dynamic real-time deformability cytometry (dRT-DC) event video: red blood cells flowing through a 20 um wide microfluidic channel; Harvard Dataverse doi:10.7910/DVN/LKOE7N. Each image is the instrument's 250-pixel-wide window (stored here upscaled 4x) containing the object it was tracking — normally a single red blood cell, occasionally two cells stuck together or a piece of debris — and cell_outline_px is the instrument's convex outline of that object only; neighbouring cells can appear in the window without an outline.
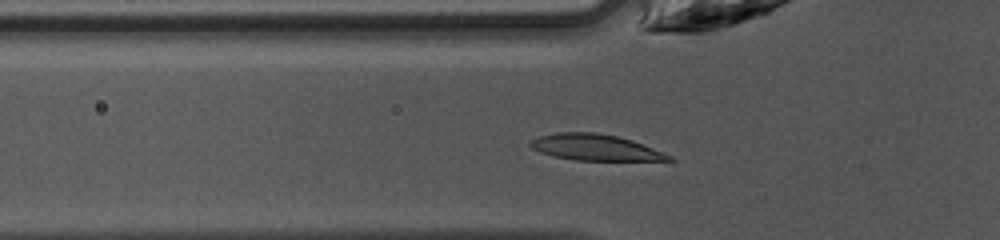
{"species": "common noctule bat (a hibernating species)", "species_latin": "Nyctalus noctula", "temperature_condition": "warm", "stored_images_in_passage": 34, "camera_frame_rate_fps": 3000, "um_per_image_px": 0.085, "animal": {"sex": "female", "body_mass_g": 10.0, "forearm_length_mm": 53.1}, "frame": {"image": 1, "passage_image": 3, "time_ms": 0.667, "image_size_px": [1000, 240], "cell_outline_px": [[676, 160], [576, 160], [556, 156], [540, 152], [532, 148], [528, 144], [532, 140], [540, 136], [560, 132], [596, 132], [616, 136], [632, 140], [672, 156]], "centroid_in_image_um": [50.59, 12.52], "position_along_channel_um": 75.2, "area_um2": 20.69}}
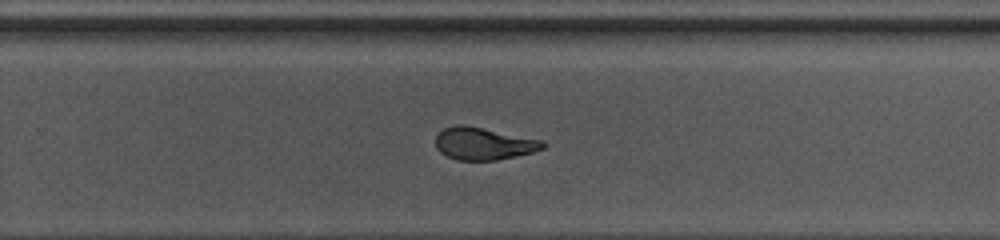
{"frame": {"image": 2, "passage_image": 18, "time_ms": 5.667, "image_size_px": [1000, 240], "cell_outline_px": [[544, 148], [532, 152], [516, 156], [496, 160], [456, 160], [440, 152], [436, 148], [436, 136], [444, 128], [456, 124], [460, 124], [544, 140]], "centroid_in_image_um": [41.09, 12.21], "position_along_channel_um": 288.7, "area_um2": 20.0}}
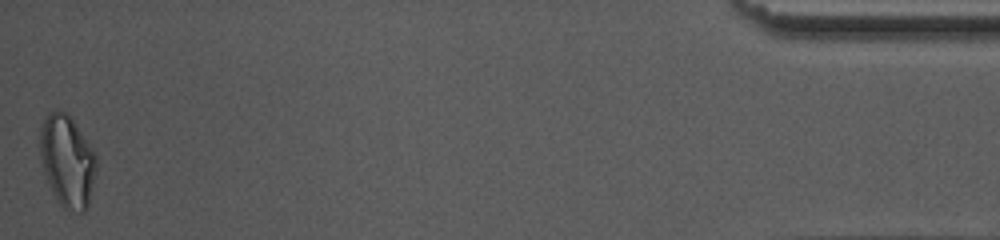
{"frame": {"image": 3, "passage_image": 34, "time_ms": 11.0, "image_size_px": [1000, 240], "cell_outline_px": [[96, 172], [88, 208], [84, 212], [80, 212], [64, 208], [60, 204], [48, 184], [40, 164], [40, 128], [48, 112], [56, 108], [68, 112], [96, 156]], "centroid_in_image_um": [5.7, 13.67], "position_along_channel_um": 429.5, "area_um2": 30.35}, "authors_computed_cell_mechanics": {"area_um2": 21.1837, "velocity_mm_per_s": 4.2467, "shape_relaxation_time_tau1_ms": null, "shape_relaxation_time_tau2_ms": 1.1615, "deformation_change_tau1": null, "deformation_change_tau2": 0.065}}